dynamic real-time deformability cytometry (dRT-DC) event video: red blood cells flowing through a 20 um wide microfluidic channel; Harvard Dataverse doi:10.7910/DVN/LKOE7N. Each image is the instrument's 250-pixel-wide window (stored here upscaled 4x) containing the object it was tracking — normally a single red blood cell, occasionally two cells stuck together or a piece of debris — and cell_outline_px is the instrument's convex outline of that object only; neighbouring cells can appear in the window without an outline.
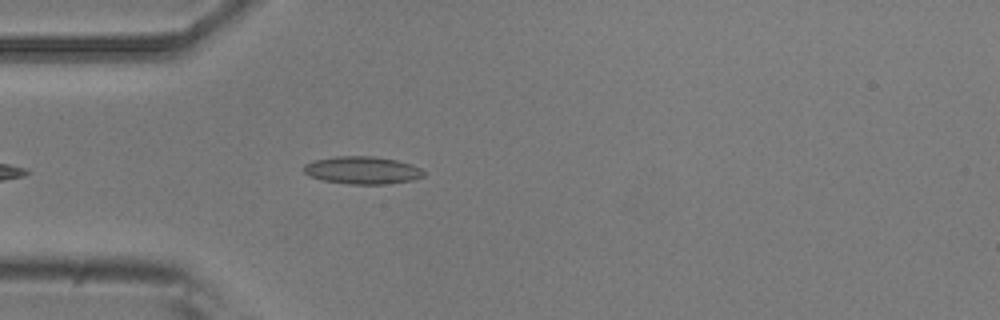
{"species": "common noctule bat (a hibernating species)", "species_latin": "Nyctalus noctula", "temperature_condition": "room temperature", "stored_images_in_passage": 2, "camera_frame_rate_fps": 3000, "um_per_image_px": 0.085, "animal": {"sex": "male", "body_mass_g": 20.5, "forearm_length_mm": 52.5}, "frame": {"image": 1, "passage_image": 2, "time_ms": 1.333, "image_size_px": [1000, 320], "cell_outline_px": [[424, 176], [412, 180], [384, 184], [352, 184], [324, 180], [312, 176], [304, 172], [304, 164], [312, 160], [336, 156], [372, 156], [396, 160], [412, 164], [420, 168], [424, 172]], "centroid_in_image_um": [30.8, 14.46], "position_along_channel_um": 54.2, "area_um2": 19.13}}